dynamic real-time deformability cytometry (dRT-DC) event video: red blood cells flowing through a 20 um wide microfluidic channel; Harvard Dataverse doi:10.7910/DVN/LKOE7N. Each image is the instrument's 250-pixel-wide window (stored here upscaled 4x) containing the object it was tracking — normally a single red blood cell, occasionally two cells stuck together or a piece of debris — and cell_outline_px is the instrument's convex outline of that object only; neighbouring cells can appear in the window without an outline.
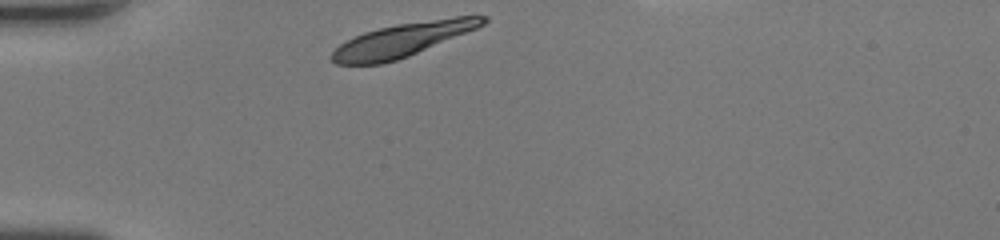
{"species": "human", "species_latin": "Homo sapiens", "temperature_condition": "room temperature", "stored_images_in_passage": 27, "camera_frame_rate_fps": 3000, "um_per_image_px": 0.085, "donor": {"sex": "female"}, "frame": {"image": 1, "passage_image": 1, "time_ms": 0.0, "image_size_px": [1000, 240], "cell_outline_px": [[488, 20], [484, 24], [476, 28], [408, 56], [396, 60], [380, 64], [336, 64], [328, 56], [340, 44], [364, 32], [396, 24], [456, 16], [488, 16]], "centroid_in_image_um": [34.19, 3.39], "position_along_channel_um": 50.8, "area_um2": 29.02}}
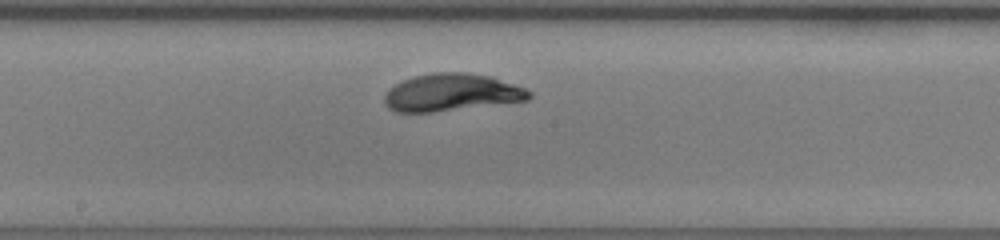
{"frame": {"image": 2, "passage_image": 14, "time_ms": 4.333, "image_size_px": [1000, 240], "cell_outline_px": [[532, 96], [528, 100], [432, 112], [396, 112], [388, 108], [384, 104], [384, 96], [396, 84], [404, 80], [416, 76], [432, 72], [468, 72], [492, 76], [524, 88], [532, 92]], "centroid_in_image_um": [38.39, 7.85], "position_along_channel_um": 209.8, "area_um2": 31.33}}
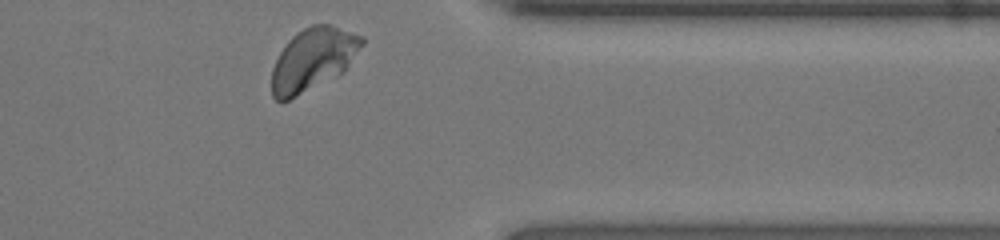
{"frame": {"image": 3, "passage_image": 27, "time_ms": 8.667, "image_size_px": [1000, 240], "cell_outline_px": [[364, 44], [344, 72], [280, 104], [272, 96], [272, 68], [280, 52], [288, 40], [296, 32], [312, 24], [328, 24], [364, 36]], "centroid_in_image_um": [26.6, 5.04], "position_along_channel_um": 384.8, "area_um2": 32.83}, "authors_computed_cell_mechanics": {"area_um2": 31.0964, "velocity_mm_per_s": 4.2088, "shape_relaxation_time_tau1_ms": 2.155, "shape_relaxation_time_tau2_ms": null, "deformation_change_tau1": 0.1447, "deformation_change_tau2": null}}